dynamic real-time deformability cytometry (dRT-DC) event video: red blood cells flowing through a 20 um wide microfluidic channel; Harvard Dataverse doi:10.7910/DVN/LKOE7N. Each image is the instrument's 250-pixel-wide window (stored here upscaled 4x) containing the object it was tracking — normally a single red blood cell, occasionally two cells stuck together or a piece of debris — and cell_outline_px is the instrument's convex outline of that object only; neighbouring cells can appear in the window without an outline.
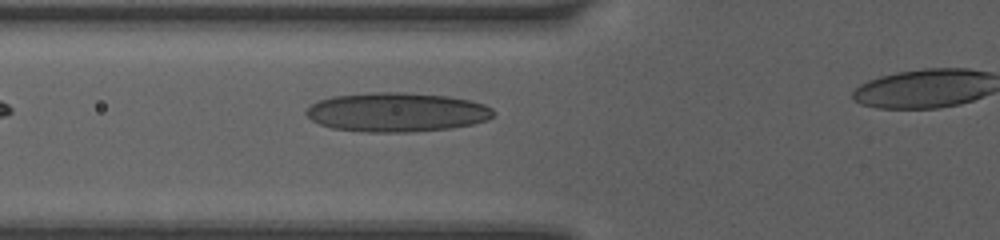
{"species": "human", "species_latin": "Homo sapiens", "temperature_condition": "room temperature", "stored_images_in_passage": 4, "segment_of_instrument_passage": [1, 2], "camera_frame_rate_fps": 3000, "um_per_image_px": 0.085, "donor": {"sex": "female"}, "frame": {"image": 1, "passage_image": 3, "time_ms": 1.667, "image_size_px": [1000, 240], "cell_outline_px": [[496, 112], [488, 120], [472, 124], [452, 128], [412, 132], [364, 132], [332, 128], [320, 124], [312, 120], [304, 112], [312, 104], [320, 100], [332, 96], [372, 92], [404, 92], [448, 96], [472, 100], [484, 104], [492, 108]], "centroid_in_image_um": [33.75, 9.53], "position_along_channel_um": 92.0, "area_um2": 43.0}}